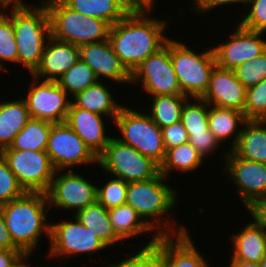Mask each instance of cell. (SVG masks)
I'll list each match as a JSON object with an SVG mask.
<instances>
[{
  "label": "cell",
  "instance_id": "b9f144b4",
  "mask_svg": "<svg viewBox=\"0 0 266 267\" xmlns=\"http://www.w3.org/2000/svg\"><path fill=\"white\" fill-rule=\"evenodd\" d=\"M188 137V133L181 121L162 128V138L165 150L188 142Z\"/></svg>",
  "mask_w": 266,
  "mask_h": 267
},
{
  "label": "cell",
  "instance_id": "f6af8a7d",
  "mask_svg": "<svg viewBox=\"0 0 266 267\" xmlns=\"http://www.w3.org/2000/svg\"><path fill=\"white\" fill-rule=\"evenodd\" d=\"M246 211L253 217V221L266 232V197L254 201Z\"/></svg>",
  "mask_w": 266,
  "mask_h": 267
},
{
  "label": "cell",
  "instance_id": "4dcf8cb0",
  "mask_svg": "<svg viewBox=\"0 0 266 267\" xmlns=\"http://www.w3.org/2000/svg\"><path fill=\"white\" fill-rule=\"evenodd\" d=\"M52 124L48 121L30 118L13 142L3 149L46 150Z\"/></svg>",
  "mask_w": 266,
  "mask_h": 267
},
{
  "label": "cell",
  "instance_id": "7c38bea8",
  "mask_svg": "<svg viewBox=\"0 0 266 267\" xmlns=\"http://www.w3.org/2000/svg\"><path fill=\"white\" fill-rule=\"evenodd\" d=\"M46 152L56 171L98 164V157L65 122L51 125Z\"/></svg>",
  "mask_w": 266,
  "mask_h": 267
},
{
  "label": "cell",
  "instance_id": "f1b7e54d",
  "mask_svg": "<svg viewBox=\"0 0 266 267\" xmlns=\"http://www.w3.org/2000/svg\"><path fill=\"white\" fill-rule=\"evenodd\" d=\"M108 214L113 230L122 242L137 237V235L152 234L153 232V229L143 221L137 211L126 203L108 209Z\"/></svg>",
  "mask_w": 266,
  "mask_h": 267
},
{
  "label": "cell",
  "instance_id": "d4e9b609",
  "mask_svg": "<svg viewBox=\"0 0 266 267\" xmlns=\"http://www.w3.org/2000/svg\"><path fill=\"white\" fill-rule=\"evenodd\" d=\"M247 119L243 112L232 108H221L208 104V126L215 138L222 144L230 139L232 141V150L239 140L243 126ZM234 136V138L232 137Z\"/></svg>",
  "mask_w": 266,
  "mask_h": 267
},
{
  "label": "cell",
  "instance_id": "d6986e66",
  "mask_svg": "<svg viewBox=\"0 0 266 267\" xmlns=\"http://www.w3.org/2000/svg\"><path fill=\"white\" fill-rule=\"evenodd\" d=\"M246 91L247 88L236 78L233 70L216 65L211 73L208 87L200 99L209 105L243 112Z\"/></svg>",
  "mask_w": 266,
  "mask_h": 267
},
{
  "label": "cell",
  "instance_id": "4fadbf2b",
  "mask_svg": "<svg viewBox=\"0 0 266 267\" xmlns=\"http://www.w3.org/2000/svg\"><path fill=\"white\" fill-rule=\"evenodd\" d=\"M46 194L50 208L75 209L73 211L77 213L97 201V185L72 169L57 170Z\"/></svg>",
  "mask_w": 266,
  "mask_h": 267
},
{
  "label": "cell",
  "instance_id": "1f68e13d",
  "mask_svg": "<svg viewBox=\"0 0 266 267\" xmlns=\"http://www.w3.org/2000/svg\"><path fill=\"white\" fill-rule=\"evenodd\" d=\"M148 113L161 129L181 121V112L185 102L190 99L183 94L150 96Z\"/></svg>",
  "mask_w": 266,
  "mask_h": 267
},
{
  "label": "cell",
  "instance_id": "f35d334b",
  "mask_svg": "<svg viewBox=\"0 0 266 267\" xmlns=\"http://www.w3.org/2000/svg\"><path fill=\"white\" fill-rule=\"evenodd\" d=\"M25 193L7 161L0 153V205L21 197Z\"/></svg>",
  "mask_w": 266,
  "mask_h": 267
},
{
  "label": "cell",
  "instance_id": "277c9868",
  "mask_svg": "<svg viewBox=\"0 0 266 267\" xmlns=\"http://www.w3.org/2000/svg\"><path fill=\"white\" fill-rule=\"evenodd\" d=\"M39 4L33 6L25 3L21 6L6 7L5 10L14 27L18 48L17 64L26 67L30 75L40 65L46 42L51 37L47 7L41 0Z\"/></svg>",
  "mask_w": 266,
  "mask_h": 267
},
{
  "label": "cell",
  "instance_id": "7bdbcfd3",
  "mask_svg": "<svg viewBox=\"0 0 266 267\" xmlns=\"http://www.w3.org/2000/svg\"><path fill=\"white\" fill-rule=\"evenodd\" d=\"M125 255L128 257L114 264L110 263L107 267H154L147 252L136 251L135 254L131 253V256L128 254Z\"/></svg>",
  "mask_w": 266,
  "mask_h": 267
},
{
  "label": "cell",
  "instance_id": "484cf974",
  "mask_svg": "<svg viewBox=\"0 0 266 267\" xmlns=\"http://www.w3.org/2000/svg\"><path fill=\"white\" fill-rule=\"evenodd\" d=\"M69 8L88 17H96L113 26L133 8L129 0H62Z\"/></svg>",
  "mask_w": 266,
  "mask_h": 267
},
{
  "label": "cell",
  "instance_id": "c3c4849f",
  "mask_svg": "<svg viewBox=\"0 0 266 267\" xmlns=\"http://www.w3.org/2000/svg\"><path fill=\"white\" fill-rule=\"evenodd\" d=\"M30 256H32L30 253H23L10 267H29Z\"/></svg>",
  "mask_w": 266,
  "mask_h": 267
},
{
  "label": "cell",
  "instance_id": "ee69618b",
  "mask_svg": "<svg viewBox=\"0 0 266 267\" xmlns=\"http://www.w3.org/2000/svg\"><path fill=\"white\" fill-rule=\"evenodd\" d=\"M244 4L246 5L247 0H193L192 10L196 11L197 14L201 15L203 13H208L207 11H211L217 7H221L223 5H232V4Z\"/></svg>",
  "mask_w": 266,
  "mask_h": 267
},
{
  "label": "cell",
  "instance_id": "5bb4252c",
  "mask_svg": "<svg viewBox=\"0 0 266 267\" xmlns=\"http://www.w3.org/2000/svg\"><path fill=\"white\" fill-rule=\"evenodd\" d=\"M28 95L23 97L30 117L51 123L65 122L71 98L56 81L32 77Z\"/></svg>",
  "mask_w": 266,
  "mask_h": 267
},
{
  "label": "cell",
  "instance_id": "7a4b0ae2",
  "mask_svg": "<svg viewBox=\"0 0 266 267\" xmlns=\"http://www.w3.org/2000/svg\"><path fill=\"white\" fill-rule=\"evenodd\" d=\"M166 179L168 178L159 173L150 180L128 183L126 204L132 206L154 231L151 240L140 249L138 248L137 252L138 250L146 252L159 236H175L188 232V228L184 225L179 224L178 229L174 227L177 224L174 220L171 224L172 222L168 218L171 210L173 211L178 204L176 196L178 191L166 184ZM166 215L168 216L166 217Z\"/></svg>",
  "mask_w": 266,
  "mask_h": 267
},
{
  "label": "cell",
  "instance_id": "44dd1931",
  "mask_svg": "<svg viewBox=\"0 0 266 267\" xmlns=\"http://www.w3.org/2000/svg\"><path fill=\"white\" fill-rule=\"evenodd\" d=\"M104 116L79 108L69 107L65 123L84 141L98 157L112 136L106 135Z\"/></svg>",
  "mask_w": 266,
  "mask_h": 267
},
{
  "label": "cell",
  "instance_id": "ab89813d",
  "mask_svg": "<svg viewBox=\"0 0 266 267\" xmlns=\"http://www.w3.org/2000/svg\"><path fill=\"white\" fill-rule=\"evenodd\" d=\"M249 12L238 22L240 26L251 31L266 33V0H247Z\"/></svg>",
  "mask_w": 266,
  "mask_h": 267
},
{
  "label": "cell",
  "instance_id": "74e56055",
  "mask_svg": "<svg viewBox=\"0 0 266 267\" xmlns=\"http://www.w3.org/2000/svg\"><path fill=\"white\" fill-rule=\"evenodd\" d=\"M236 78L246 87H252L266 78V50L258 57L233 69Z\"/></svg>",
  "mask_w": 266,
  "mask_h": 267
},
{
  "label": "cell",
  "instance_id": "e575fe53",
  "mask_svg": "<svg viewBox=\"0 0 266 267\" xmlns=\"http://www.w3.org/2000/svg\"><path fill=\"white\" fill-rule=\"evenodd\" d=\"M17 57L18 48L15 41L12 20L4 12L0 16V69L5 70V61L6 63L14 62V64H17Z\"/></svg>",
  "mask_w": 266,
  "mask_h": 267
},
{
  "label": "cell",
  "instance_id": "836d02e7",
  "mask_svg": "<svg viewBox=\"0 0 266 267\" xmlns=\"http://www.w3.org/2000/svg\"><path fill=\"white\" fill-rule=\"evenodd\" d=\"M181 122L188 134L205 133L209 130L208 103L200 98L188 99L182 108Z\"/></svg>",
  "mask_w": 266,
  "mask_h": 267
},
{
  "label": "cell",
  "instance_id": "7dc6e473",
  "mask_svg": "<svg viewBox=\"0 0 266 267\" xmlns=\"http://www.w3.org/2000/svg\"><path fill=\"white\" fill-rule=\"evenodd\" d=\"M22 254L21 250L0 248V267H10Z\"/></svg>",
  "mask_w": 266,
  "mask_h": 267
},
{
  "label": "cell",
  "instance_id": "681fc988",
  "mask_svg": "<svg viewBox=\"0 0 266 267\" xmlns=\"http://www.w3.org/2000/svg\"><path fill=\"white\" fill-rule=\"evenodd\" d=\"M229 267H261L259 263L247 262V261H238L233 258L230 259Z\"/></svg>",
  "mask_w": 266,
  "mask_h": 267
},
{
  "label": "cell",
  "instance_id": "5b68a950",
  "mask_svg": "<svg viewBox=\"0 0 266 267\" xmlns=\"http://www.w3.org/2000/svg\"><path fill=\"white\" fill-rule=\"evenodd\" d=\"M47 7L51 37L80 46L107 40L111 25L69 8L62 0H41Z\"/></svg>",
  "mask_w": 266,
  "mask_h": 267
},
{
  "label": "cell",
  "instance_id": "ac0fdd59",
  "mask_svg": "<svg viewBox=\"0 0 266 267\" xmlns=\"http://www.w3.org/2000/svg\"><path fill=\"white\" fill-rule=\"evenodd\" d=\"M79 51L80 59L93 70L98 81L108 78L121 85L131 84V73L121 63L108 39L80 45Z\"/></svg>",
  "mask_w": 266,
  "mask_h": 267
},
{
  "label": "cell",
  "instance_id": "f5cc1de1",
  "mask_svg": "<svg viewBox=\"0 0 266 267\" xmlns=\"http://www.w3.org/2000/svg\"><path fill=\"white\" fill-rule=\"evenodd\" d=\"M6 5L0 0V16L5 12Z\"/></svg>",
  "mask_w": 266,
  "mask_h": 267
},
{
  "label": "cell",
  "instance_id": "f907efd6",
  "mask_svg": "<svg viewBox=\"0 0 266 267\" xmlns=\"http://www.w3.org/2000/svg\"><path fill=\"white\" fill-rule=\"evenodd\" d=\"M134 7H153L156 0H129Z\"/></svg>",
  "mask_w": 266,
  "mask_h": 267
},
{
  "label": "cell",
  "instance_id": "8992f818",
  "mask_svg": "<svg viewBox=\"0 0 266 267\" xmlns=\"http://www.w3.org/2000/svg\"><path fill=\"white\" fill-rule=\"evenodd\" d=\"M187 43L170 39V55L183 95L200 98L206 91L211 73L216 66L211 49L195 52Z\"/></svg>",
  "mask_w": 266,
  "mask_h": 267
},
{
  "label": "cell",
  "instance_id": "30bf717a",
  "mask_svg": "<svg viewBox=\"0 0 266 267\" xmlns=\"http://www.w3.org/2000/svg\"><path fill=\"white\" fill-rule=\"evenodd\" d=\"M142 82L151 96L182 94L170 55V38L166 44L147 57L131 73V85Z\"/></svg>",
  "mask_w": 266,
  "mask_h": 267
},
{
  "label": "cell",
  "instance_id": "9c48e42d",
  "mask_svg": "<svg viewBox=\"0 0 266 267\" xmlns=\"http://www.w3.org/2000/svg\"><path fill=\"white\" fill-rule=\"evenodd\" d=\"M0 153L25 192H48L56 170L46 150L2 149Z\"/></svg>",
  "mask_w": 266,
  "mask_h": 267
},
{
  "label": "cell",
  "instance_id": "7402d4cb",
  "mask_svg": "<svg viewBox=\"0 0 266 267\" xmlns=\"http://www.w3.org/2000/svg\"><path fill=\"white\" fill-rule=\"evenodd\" d=\"M232 254L238 261L260 263L266 253V232L254 221L248 222L236 235L231 234Z\"/></svg>",
  "mask_w": 266,
  "mask_h": 267
},
{
  "label": "cell",
  "instance_id": "60d3db41",
  "mask_svg": "<svg viewBox=\"0 0 266 267\" xmlns=\"http://www.w3.org/2000/svg\"><path fill=\"white\" fill-rule=\"evenodd\" d=\"M188 136V142L196 148L204 160L206 156L209 158V154L213 155L221 145L210 130L205 133L188 134Z\"/></svg>",
  "mask_w": 266,
  "mask_h": 267
},
{
  "label": "cell",
  "instance_id": "816d5d0a",
  "mask_svg": "<svg viewBox=\"0 0 266 267\" xmlns=\"http://www.w3.org/2000/svg\"><path fill=\"white\" fill-rule=\"evenodd\" d=\"M7 7L24 5L23 0H1Z\"/></svg>",
  "mask_w": 266,
  "mask_h": 267
},
{
  "label": "cell",
  "instance_id": "6da1fadb",
  "mask_svg": "<svg viewBox=\"0 0 266 267\" xmlns=\"http://www.w3.org/2000/svg\"><path fill=\"white\" fill-rule=\"evenodd\" d=\"M153 7H134L110 28L108 40L121 63L132 73L169 39L164 35L168 21L152 16ZM151 11V12H150Z\"/></svg>",
  "mask_w": 266,
  "mask_h": 267
},
{
  "label": "cell",
  "instance_id": "db71d44e",
  "mask_svg": "<svg viewBox=\"0 0 266 267\" xmlns=\"http://www.w3.org/2000/svg\"><path fill=\"white\" fill-rule=\"evenodd\" d=\"M261 267H266V253L265 256L262 258L261 262L259 263Z\"/></svg>",
  "mask_w": 266,
  "mask_h": 267
},
{
  "label": "cell",
  "instance_id": "d590c367",
  "mask_svg": "<svg viewBox=\"0 0 266 267\" xmlns=\"http://www.w3.org/2000/svg\"><path fill=\"white\" fill-rule=\"evenodd\" d=\"M111 179V180H110ZM110 180V181H109ZM102 184L97 185V201L106 209H112L126 203L128 182L114 177Z\"/></svg>",
  "mask_w": 266,
  "mask_h": 267
},
{
  "label": "cell",
  "instance_id": "8d00e7d4",
  "mask_svg": "<svg viewBox=\"0 0 266 267\" xmlns=\"http://www.w3.org/2000/svg\"><path fill=\"white\" fill-rule=\"evenodd\" d=\"M243 113L247 120L266 121V78L247 88Z\"/></svg>",
  "mask_w": 266,
  "mask_h": 267
},
{
  "label": "cell",
  "instance_id": "3957f363",
  "mask_svg": "<svg viewBox=\"0 0 266 267\" xmlns=\"http://www.w3.org/2000/svg\"><path fill=\"white\" fill-rule=\"evenodd\" d=\"M1 209L13 243L23 253L32 254L44 234L50 241L51 223L47 220L49 202L46 193L25 192L21 197L1 205Z\"/></svg>",
  "mask_w": 266,
  "mask_h": 267
},
{
  "label": "cell",
  "instance_id": "f546056e",
  "mask_svg": "<svg viewBox=\"0 0 266 267\" xmlns=\"http://www.w3.org/2000/svg\"><path fill=\"white\" fill-rule=\"evenodd\" d=\"M204 159L189 142L183 143L173 148L166 150V155L163 163L160 165V173L166 178L171 177L173 170L180 172H193L201 167Z\"/></svg>",
  "mask_w": 266,
  "mask_h": 267
},
{
  "label": "cell",
  "instance_id": "ba28073f",
  "mask_svg": "<svg viewBox=\"0 0 266 267\" xmlns=\"http://www.w3.org/2000/svg\"><path fill=\"white\" fill-rule=\"evenodd\" d=\"M98 164L104 173H110L128 183L150 180L160 173V166L156 162L114 136L98 156Z\"/></svg>",
  "mask_w": 266,
  "mask_h": 267
},
{
  "label": "cell",
  "instance_id": "52a82bcc",
  "mask_svg": "<svg viewBox=\"0 0 266 267\" xmlns=\"http://www.w3.org/2000/svg\"><path fill=\"white\" fill-rule=\"evenodd\" d=\"M114 123L121 133V138L116 137V139L132 146L159 166L163 163L166 150L163 145L162 129L154 123L148 112L140 113L124 105L115 117Z\"/></svg>",
  "mask_w": 266,
  "mask_h": 267
},
{
  "label": "cell",
  "instance_id": "ffe728a7",
  "mask_svg": "<svg viewBox=\"0 0 266 267\" xmlns=\"http://www.w3.org/2000/svg\"><path fill=\"white\" fill-rule=\"evenodd\" d=\"M79 60V46L50 37L46 42L40 65L32 76L39 80L57 82Z\"/></svg>",
  "mask_w": 266,
  "mask_h": 267
},
{
  "label": "cell",
  "instance_id": "2e32d148",
  "mask_svg": "<svg viewBox=\"0 0 266 267\" xmlns=\"http://www.w3.org/2000/svg\"><path fill=\"white\" fill-rule=\"evenodd\" d=\"M189 232L159 236L146 252L154 267H210L206 257L196 249Z\"/></svg>",
  "mask_w": 266,
  "mask_h": 267
},
{
  "label": "cell",
  "instance_id": "d6a6232c",
  "mask_svg": "<svg viewBox=\"0 0 266 267\" xmlns=\"http://www.w3.org/2000/svg\"><path fill=\"white\" fill-rule=\"evenodd\" d=\"M97 81L93 70L80 59L58 79L57 83L72 99L77 93L82 92Z\"/></svg>",
  "mask_w": 266,
  "mask_h": 267
},
{
  "label": "cell",
  "instance_id": "4316f807",
  "mask_svg": "<svg viewBox=\"0 0 266 267\" xmlns=\"http://www.w3.org/2000/svg\"><path fill=\"white\" fill-rule=\"evenodd\" d=\"M30 118L23 98L0 101V151L13 142Z\"/></svg>",
  "mask_w": 266,
  "mask_h": 267
},
{
  "label": "cell",
  "instance_id": "9a60e30c",
  "mask_svg": "<svg viewBox=\"0 0 266 267\" xmlns=\"http://www.w3.org/2000/svg\"><path fill=\"white\" fill-rule=\"evenodd\" d=\"M224 153L223 174L236 186L239 201L248 208L254 201L266 197V164L238 157L232 150Z\"/></svg>",
  "mask_w": 266,
  "mask_h": 267
},
{
  "label": "cell",
  "instance_id": "e0dca14e",
  "mask_svg": "<svg viewBox=\"0 0 266 267\" xmlns=\"http://www.w3.org/2000/svg\"><path fill=\"white\" fill-rule=\"evenodd\" d=\"M231 37L212 46L216 65L223 69L233 70L238 65L258 57L266 50L264 32L251 31L238 23Z\"/></svg>",
  "mask_w": 266,
  "mask_h": 267
},
{
  "label": "cell",
  "instance_id": "cb8c5ba5",
  "mask_svg": "<svg viewBox=\"0 0 266 267\" xmlns=\"http://www.w3.org/2000/svg\"><path fill=\"white\" fill-rule=\"evenodd\" d=\"M232 151L240 158L266 164V121L247 120Z\"/></svg>",
  "mask_w": 266,
  "mask_h": 267
},
{
  "label": "cell",
  "instance_id": "bcb514c9",
  "mask_svg": "<svg viewBox=\"0 0 266 267\" xmlns=\"http://www.w3.org/2000/svg\"><path fill=\"white\" fill-rule=\"evenodd\" d=\"M0 248L10 249V250H20L13 243L10 232L8 231L6 227L1 205H0Z\"/></svg>",
  "mask_w": 266,
  "mask_h": 267
},
{
  "label": "cell",
  "instance_id": "8fae6325",
  "mask_svg": "<svg viewBox=\"0 0 266 267\" xmlns=\"http://www.w3.org/2000/svg\"><path fill=\"white\" fill-rule=\"evenodd\" d=\"M74 220H60L51 223L50 244L47 257H76L80 254L100 252L108 248L89 228L84 226L74 215Z\"/></svg>",
  "mask_w": 266,
  "mask_h": 267
},
{
  "label": "cell",
  "instance_id": "603a6c76",
  "mask_svg": "<svg viewBox=\"0 0 266 267\" xmlns=\"http://www.w3.org/2000/svg\"><path fill=\"white\" fill-rule=\"evenodd\" d=\"M112 95L108 86L99 80L73 96L70 107H79L114 121L123 105L118 104Z\"/></svg>",
  "mask_w": 266,
  "mask_h": 267
},
{
  "label": "cell",
  "instance_id": "83f0119b",
  "mask_svg": "<svg viewBox=\"0 0 266 267\" xmlns=\"http://www.w3.org/2000/svg\"><path fill=\"white\" fill-rule=\"evenodd\" d=\"M74 215L84 226L96 234L107 247L114 246L118 242L121 244L122 240L116 235L110 222L108 209L98 201L79 210Z\"/></svg>",
  "mask_w": 266,
  "mask_h": 267
}]
</instances>
